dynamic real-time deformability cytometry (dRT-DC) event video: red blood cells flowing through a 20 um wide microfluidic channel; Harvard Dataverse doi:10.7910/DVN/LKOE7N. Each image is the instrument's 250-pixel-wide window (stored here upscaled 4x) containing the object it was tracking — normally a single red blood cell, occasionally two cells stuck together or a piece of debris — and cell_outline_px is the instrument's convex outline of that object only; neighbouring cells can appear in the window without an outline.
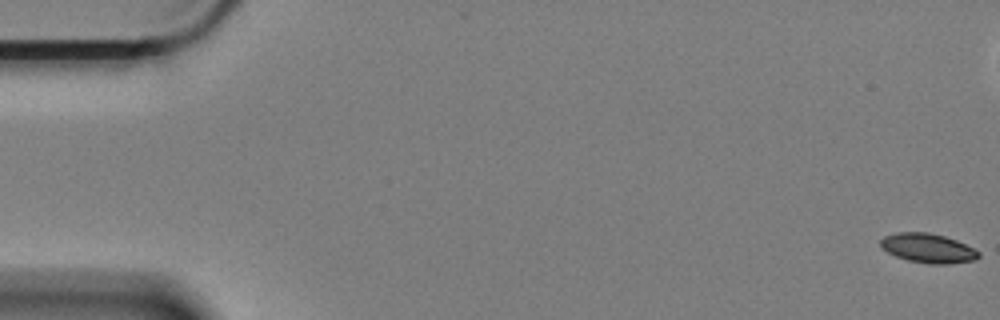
{"species": "Egyptian fruit bat (a non-hibernating species)", "species_latin": "Rousettus aegyptiacus", "temperature_condition": "cold", "stored_images_in_passage": 62, "camera_frame_rate_fps": 3000, "um_per_image_px": 0.085, "animal": {"sex": "female"}, "frame": {"image": 1, "passage_image": 1, "time_ms": 0.0, "image_size_px": [1000, 320], "cell_outline_px": [[980, 256], [976, 260], [948, 264], [928, 264], [908, 260], [896, 256], [880, 248], [880, 240], [884, 236], [896, 232], [928, 232], [944, 236], [956, 240], [980, 252]], "centroid_in_image_um": [78.86, 21.1], "position_along_channel_um": 6.1, "area_um2": 16.82}}
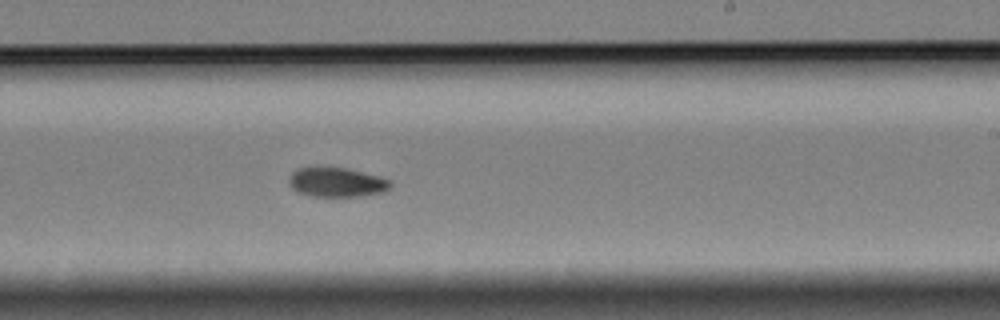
{"frame": {"image": 2, "passage_image": 37, "time_ms": 12.0, "image_size_px": [1000, 320], "cell_outline_px": [[392, 184], [384, 192], [360, 196], [312, 196], [300, 192], [292, 188], [288, 184], [288, 180], [292, 172], [296, 168], [348, 168], [380, 176], [392, 180]], "centroid_in_image_um": [28.65, 15.49], "position_along_channel_um": 260.4, "area_um2": 17.34}}
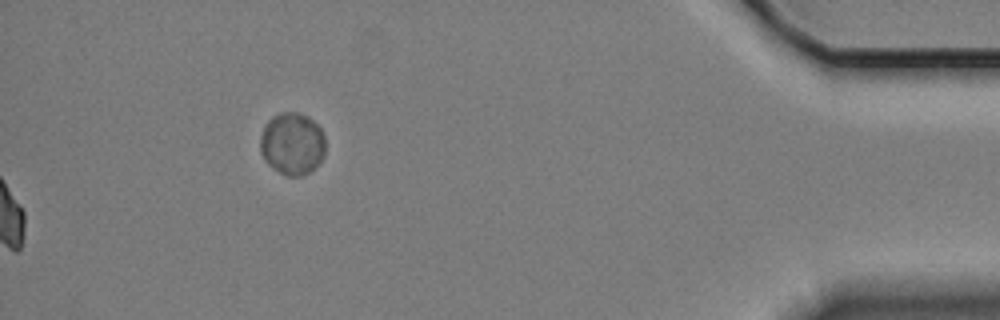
{"frame": {"image": 3, "passage_image": 62, "time_ms": 20.333, "image_size_px": [1000, 320], "cell_outline_px": [[324, 156], [308, 172], [300, 176], [288, 176], [272, 168], [264, 160], [260, 152], [260, 136], [268, 120], [272, 116], [280, 112], [296, 112], [308, 116], [320, 128], [324, 136]], "centroid_in_image_um": [24.81, 12.2], "position_along_channel_um": 410.4, "area_um2": 23.52}, "authors_computed_cell_mechanics": {"area_um2": 17.8024, "velocity_mm_per_s": 3.3202, "shape_relaxation_time_tau1_ms": 6.6638, "shape_relaxation_time_tau2_ms": null, "deformation_change_tau1": 0.1181, "deformation_change_tau2": null}}